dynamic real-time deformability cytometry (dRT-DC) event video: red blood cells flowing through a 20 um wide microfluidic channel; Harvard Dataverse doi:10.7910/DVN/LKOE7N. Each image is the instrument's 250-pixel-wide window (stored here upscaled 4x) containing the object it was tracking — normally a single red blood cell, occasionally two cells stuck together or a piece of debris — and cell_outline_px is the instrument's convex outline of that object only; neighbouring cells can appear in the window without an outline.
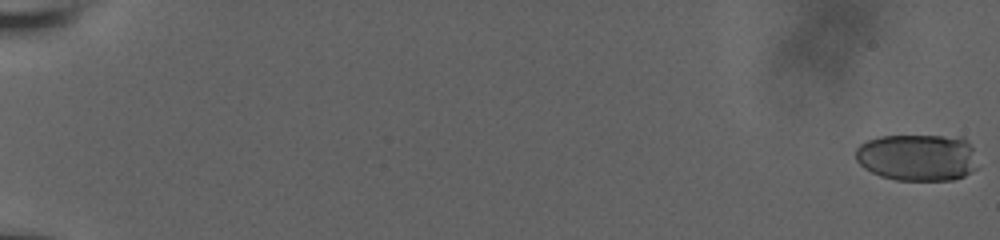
{"species": "human", "species_latin": "Homo sapiens", "temperature_condition": "room temperature", "stored_images_in_passage": 59, "camera_frame_rate_fps": 3000, "um_per_image_px": 0.085, "donor": {"sex": "male"}, "frame": {"image": 1, "passage_image": 1, "time_ms": 0.0, "image_size_px": [1000, 240], "cell_outline_px": [[976, 168], [964, 176], [952, 180], [896, 180], [880, 176], [864, 168], [856, 160], [856, 148], [860, 144], [868, 140], [880, 136], [964, 136], [972, 148]], "centroid_in_image_um": [77.97, 13.37], "position_along_channel_um": 7.0, "area_um2": 33.41}}
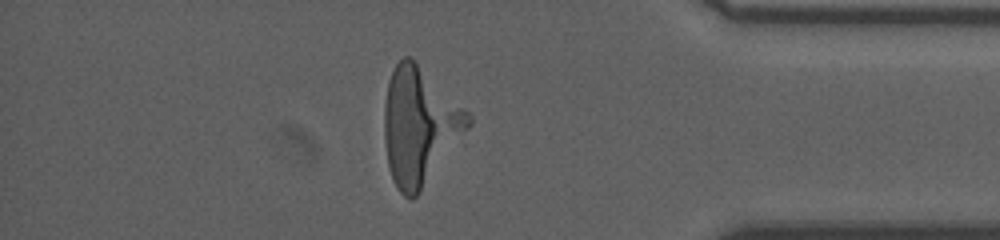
{"frame": {"image": 2, "passage_image": 52, "time_ms": 17.0, "image_size_px": [1000, 240], "cell_outline_px": [[472, 124], [420, 192], [412, 200], [404, 196], [400, 192], [392, 180], [388, 164], [384, 140], [384, 104], [388, 80], [396, 64], [404, 56], [412, 56], [472, 116]], "centroid_in_image_um": [35.64, 10.69], "position_along_channel_um": 399.6, "area_um2": 57.05}}
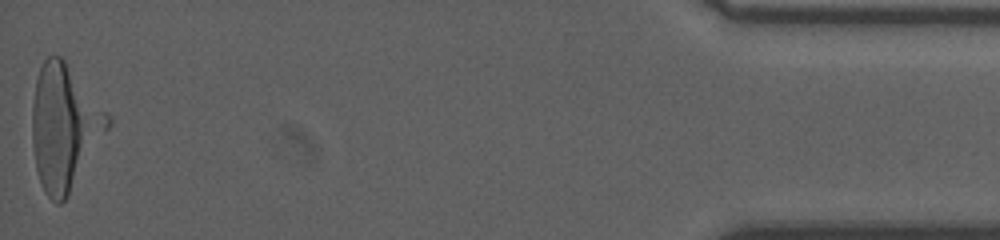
{"frame": {"image": 3, "passage_image": 59, "time_ms": 19.333, "image_size_px": [1000, 240], "cell_outline_px": [[80, 140], [68, 196], [60, 204], [56, 204], [44, 192], [36, 168], [32, 144], [32, 104], [36, 80], [40, 68], [44, 60], [48, 56], [60, 56], [64, 60], [68, 72], [80, 120]], "centroid_in_image_um": [4.68, 10.93], "position_along_channel_um": 430.5, "area_um2": 39.02}}